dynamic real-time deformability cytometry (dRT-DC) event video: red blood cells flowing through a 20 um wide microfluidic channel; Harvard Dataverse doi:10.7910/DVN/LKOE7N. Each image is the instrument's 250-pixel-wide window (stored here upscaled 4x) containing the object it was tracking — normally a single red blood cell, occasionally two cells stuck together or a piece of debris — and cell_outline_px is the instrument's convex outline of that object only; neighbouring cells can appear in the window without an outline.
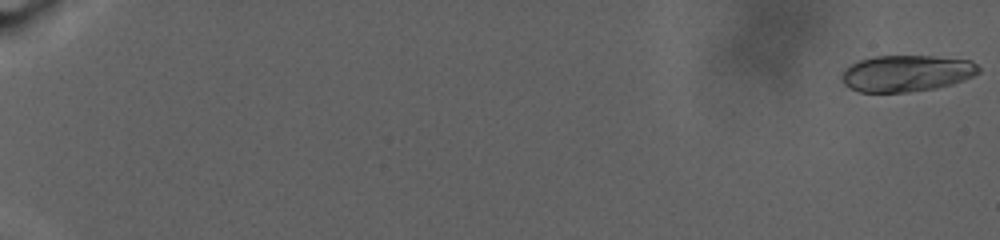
{"species": "human", "species_latin": "Homo sapiens", "temperature_condition": "warm", "stored_images_in_passage": 92, "camera_frame_rate_fps": 3000, "um_per_image_px": 0.085, "donor": {"sex": "male"}, "frame": {"image": 1, "passage_image": 1, "time_ms": 0.0, "image_size_px": [1000, 240], "cell_outline_px": [[980, 72], [964, 80], [952, 84], [936, 88], [908, 92], [860, 92], [844, 84], [844, 72], [852, 64], [860, 60], [876, 56], [932, 56], [972, 60], [980, 68]], "centroid_in_image_um": [77.12, 6.23], "position_along_channel_um": 7.9, "area_um2": 28.78}}
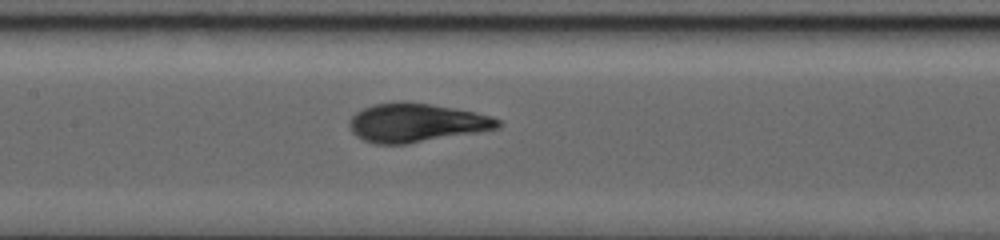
{"frame": {"image": 2, "passage_image": 51, "time_ms": 16.667, "image_size_px": [1000, 240], "cell_outline_px": [[500, 128], [480, 132], [404, 144], [376, 144], [364, 140], [356, 136], [352, 132], [348, 124], [352, 116], [356, 112], [372, 104], [428, 104], [476, 112], [492, 116], [500, 120]], "centroid_in_image_um": [35.41, 10.47], "position_along_channel_um": 172.0, "area_um2": 32.77}}
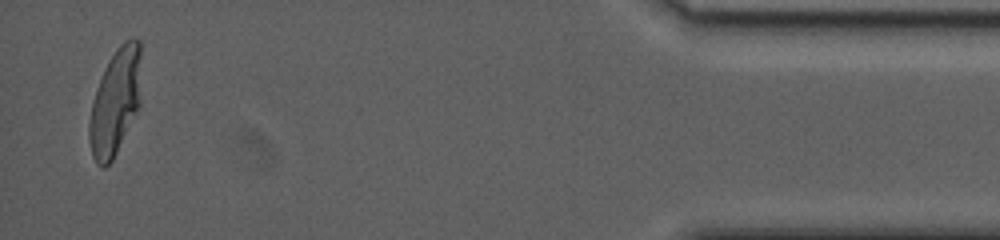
{"frame": {"image": 3, "passage_image": 90, "time_ms": 29.667, "image_size_px": [1000, 240], "cell_outline_px": [[140, 108], [112, 160], [104, 168], [96, 164], [92, 156], [88, 140], [88, 124], [92, 104], [96, 88], [104, 68], [116, 48], [124, 40], [132, 36], [140, 40]], "centroid_in_image_um": [9.8, 8.66], "position_along_channel_um": 425.4, "area_um2": 32.54}, "authors_computed_cell_mechanics": {"area_um2": 32.0212, "velocity_mm_per_s": 2.4327, "shape_relaxation_time_tau1_ms": 8.5208, "shape_relaxation_time_tau2_ms": null, "deformation_change_tau1": 0.2597, "deformation_change_tau2": null}}